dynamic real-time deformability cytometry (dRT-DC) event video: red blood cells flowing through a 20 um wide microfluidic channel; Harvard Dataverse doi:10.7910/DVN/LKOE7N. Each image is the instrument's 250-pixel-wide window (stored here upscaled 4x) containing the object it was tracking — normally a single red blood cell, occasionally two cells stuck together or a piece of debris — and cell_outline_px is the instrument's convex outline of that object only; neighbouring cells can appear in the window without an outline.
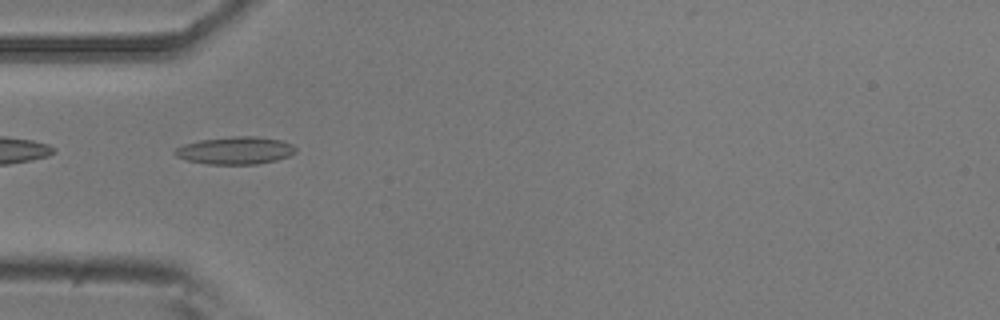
{"species": "common noctule bat (a hibernating species)", "species_latin": "Nyctalus noctula", "temperature_condition": "room temperature", "stored_images_in_passage": 35, "camera_frame_rate_fps": 3000, "um_per_image_px": 0.085, "animal": {"sex": "male", "body_mass_g": 20.5, "forearm_length_mm": 52.5}, "frame": {"image": 1, "passage_image": 2, "time_ms": 0.333, "image_size_px": [1000, 320], "cell_outline_px": [[296, 152], [288, 156], [276, 160], [256, 164], [208, 164], [188, 160], [176, 156], [172, 152], [176, 148], [184, 144], [200, 140], [232, 136], [256, 136], [284, 140], [292, 144], [296, 148]], "centroid_in_image_um": [20.02, 12.78], "position_along_channel_um": 65.0, "area_um2": 19.42}}
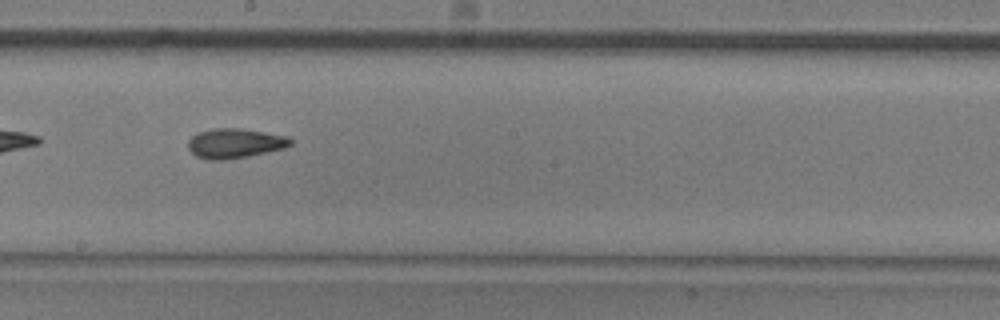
{"frame": {"image": 2, "passage_image": 15, "time_ms": 4.667, "image_size_px": [1000, 320], "cell_outline_px": [[292, 144], [284, 148], [248, 156], [224, 160], [208, 160], [196, 156], [188, 148], [188, 140], [196, 132], [212, 128], [240, 128], [288, 136], [292, 140]], "centroid_in_image_um": [19.94, 12.17], "position_along_channel_um": 228.3, "area_um2": 17.8}}
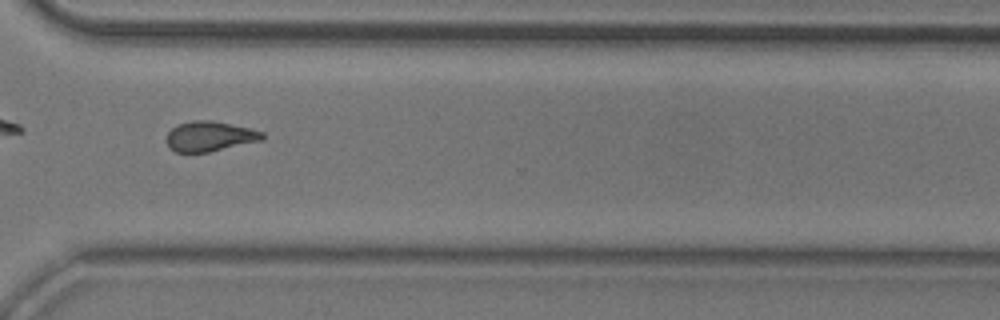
{"frame": {"image": 3, "passage_image": 25, "time_ms": 8.0, "image_size_px": [1000, 320], "cell_outline_px": [[264, 140], [208, 152], [176, 152], [168, 148], [164, 140], [168, 132], [176, 124], [192, 120], [212, 120], [248, 128], [264, 132]], "centroid_in_image_um": [17.78, 11.59], "position_along_channel_um": 352.8, "area_um2": 16.99}}